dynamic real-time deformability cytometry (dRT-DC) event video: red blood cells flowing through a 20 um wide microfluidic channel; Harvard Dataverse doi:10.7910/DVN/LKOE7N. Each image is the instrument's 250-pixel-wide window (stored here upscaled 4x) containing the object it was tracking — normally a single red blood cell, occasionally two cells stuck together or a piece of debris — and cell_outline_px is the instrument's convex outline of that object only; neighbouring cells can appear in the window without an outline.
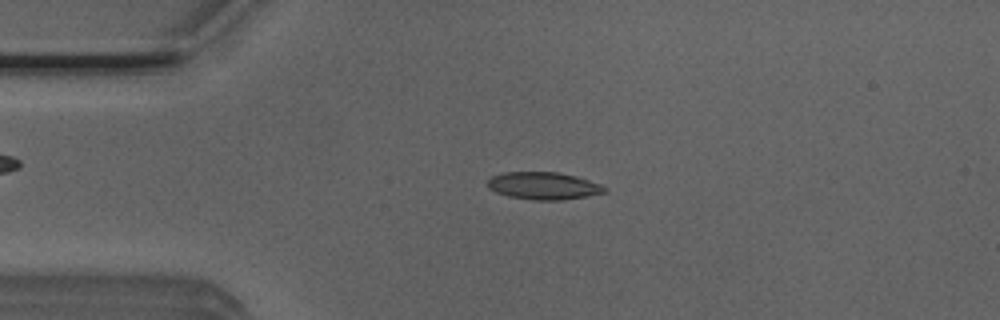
{"species": "Egyptian fruit bat (a non-hibernating species)", "species_latin": "Rousettus aegyptiacus", "temperature_condition": "room temperature", "stored_images_in_passage": 8, "camera_frame_rate_fps": 3000, "um_per_image_px": 0.085, "animal": {"sex": "male"}, "frame": {"image": 1, "passage_image": 1, "time_ms": 0.0, "image_size_px": [1000, 320], "cell_outline_px": [[608, 192], [588, 196], [560, 200], [532, 200], [508, 196], [496, 192], [488, 188], [488, 180], [492, 176], [504, 172], [556, 172], [576, 176], [600, 184], [608, 188]], "centroid_in_image_um": [46.22, 15.8], "position_along_channel_um": 38.8, "area_um2": 18.73}}
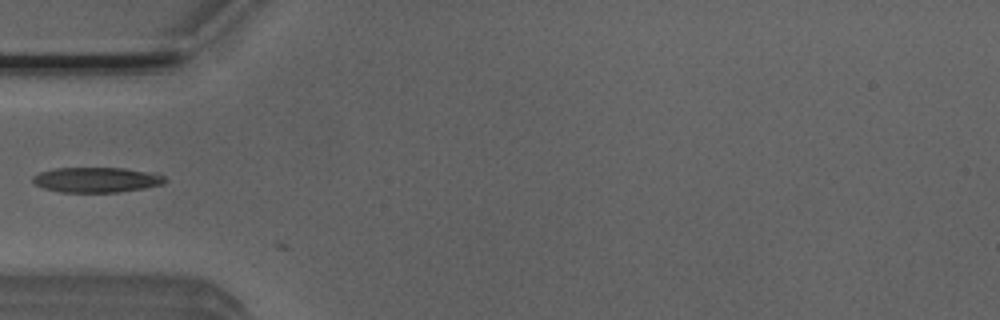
{"frame": {"image": 2, "passage_image": 6, "time_ms": 1.667, "image_size_px": [1000, 320], "cell_outline_px": [[168, 180], [164, 184], [144, 188], [116, 192], [60, 192], [44, 188], [36, 184], [32, 180], [32, 176], [40, 172], [52, 168], [124, 168], [164, 176]], "centroid_in_image_um": [8.17, 15.28], "position_along_channel_um": 76.8, "area_um2": 19.19}}